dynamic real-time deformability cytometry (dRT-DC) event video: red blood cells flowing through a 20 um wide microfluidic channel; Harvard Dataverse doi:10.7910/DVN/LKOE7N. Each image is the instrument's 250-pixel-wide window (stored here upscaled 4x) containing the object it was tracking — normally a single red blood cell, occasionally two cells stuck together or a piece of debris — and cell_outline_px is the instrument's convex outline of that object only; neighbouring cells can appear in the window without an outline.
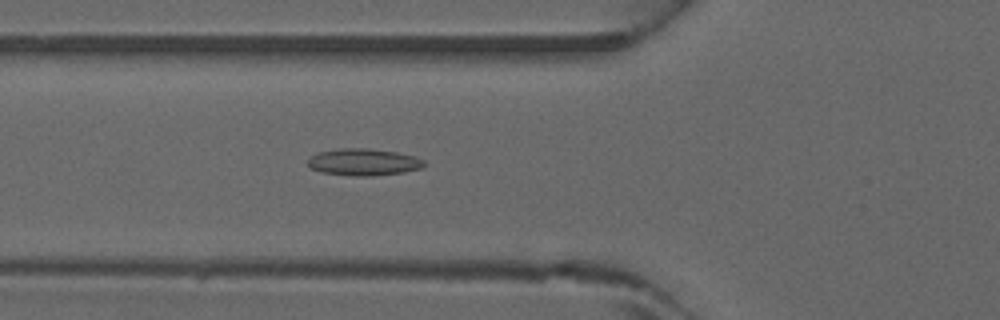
{"species": "common noctule bat (a hibernating species)", "species_latin": "Nyctalus noctula", "temperature_condition": "warm", "stored_images_in_passage": 38, "camera_frame_rate_fps": 3000, "um_per_image_px": 0.085, "animal": {"sex": "male", "forearm_length_mm": 52.5}, "frame": {"image": 1, "passage_image": 10, "time_ms": 3.0, "image_size_px": [1000, 320], "cell_outline_px": [[424, 168], [404, 172], [372, 176], [352, 176], [320, 172], [312, 168], [308, 164], [308, 160], [312, 156], [320, 152], [340, 148], [368, 148], [396, 152], [416, 156], [424, 160]], "centroid_in_image_um": [30.95, 13.78], "position_along_channel_um": 94.9, "area_um2": 18.26}}
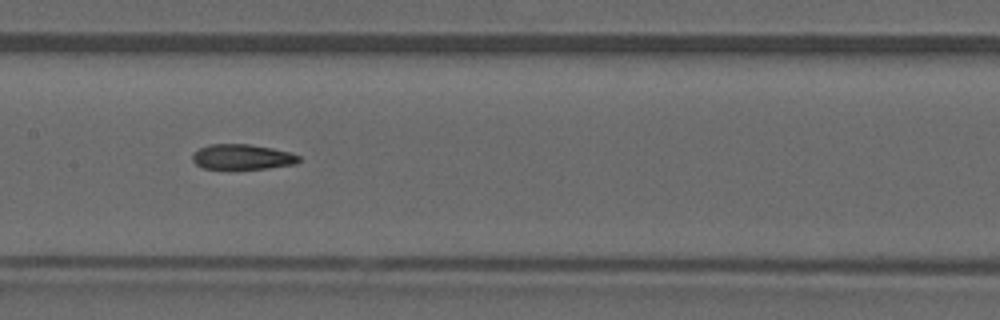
{"frame": {"image": 2, "passage_image": 16, "time_ms": 5.0, "image_size_px": [1000, 320], "cell_outline_px": [[300, 160], [296, 164], [268, 168], [204, 168], [196, 164], [192, 160], [192, 152], [208, 144], [248, 144], [272, 148], [292, 152], [300, 156]], "centroid_in_image_um": [20.61, 13.32], "position_along_channel_um": 186.8, "area_um2": 15.61}}
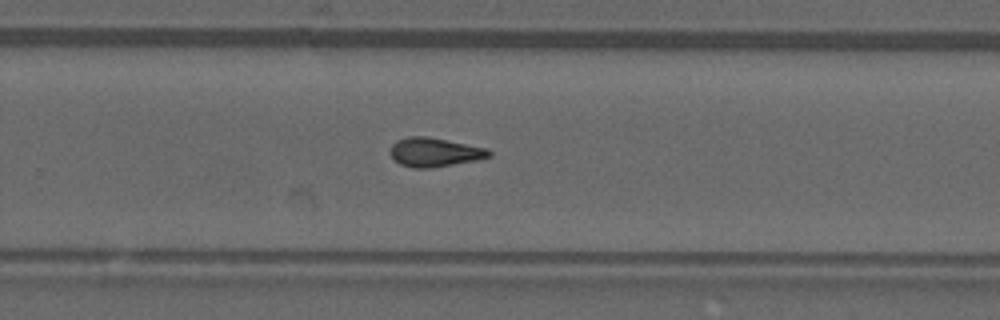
{"frame": {"image": 3, "passage_image": 23, "time_ms": 7.333, "image_size_px": [1000, 320], "cell_outline_px": [[492, 156], [476, 160], [428, 168], [412, 168], [400, 164], [392, 156], [392, 144], [396, 140], [408, 136], [424, 136], [488, 148], [492, 152]], "centroid_in_image_um": [36.96, 12.93], "position_along_channel_um": 292.8, "area_um2": 16.42}}